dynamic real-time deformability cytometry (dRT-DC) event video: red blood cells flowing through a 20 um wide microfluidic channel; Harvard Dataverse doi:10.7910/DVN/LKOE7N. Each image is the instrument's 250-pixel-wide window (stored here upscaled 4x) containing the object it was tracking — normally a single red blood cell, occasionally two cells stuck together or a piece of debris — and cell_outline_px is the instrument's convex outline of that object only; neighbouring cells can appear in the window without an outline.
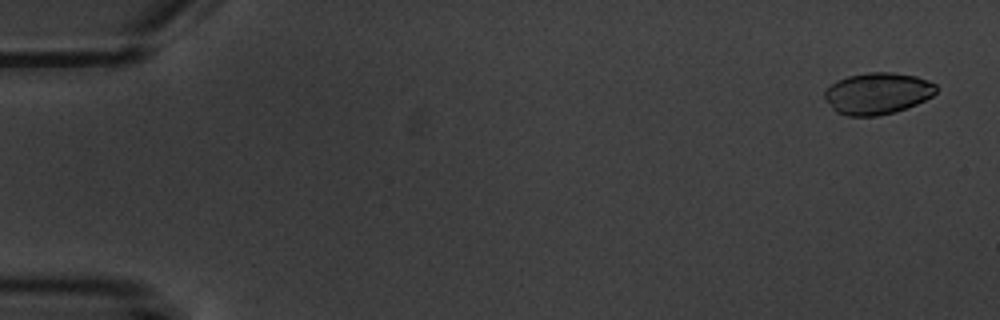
{"species": "common noctule bat (a hibernating species)", "species_latin": "Nyctalus noctula", "temperature_condition": "warm", "stored_images_in_passage": 4, "camera_frame_rate_fps": 3000, "um_per_image_px": 0.085, "animal": {"sex": "male", "body_mass_g": 20.1, "forearm_length_mm": 53.5}, "frame": {"image": 1, "passage_image": 1, "time_ms": 0.0, "image_size_px": [1000, 320], "cell_outline_px": [[936, 92], [932, 96], [916, 104], [896, 112], [876, 116], [848, 116], [836, 112], [824, 100], [824, 92], [836, 80], [848, 76], [868, 72], [892, 72], [916, 76], [928, 80], [936, 84]], "centroid_in_image_um": [74.57, 7.94], "position_along_channel_um": 10.4, "area_um2": 27.17}}
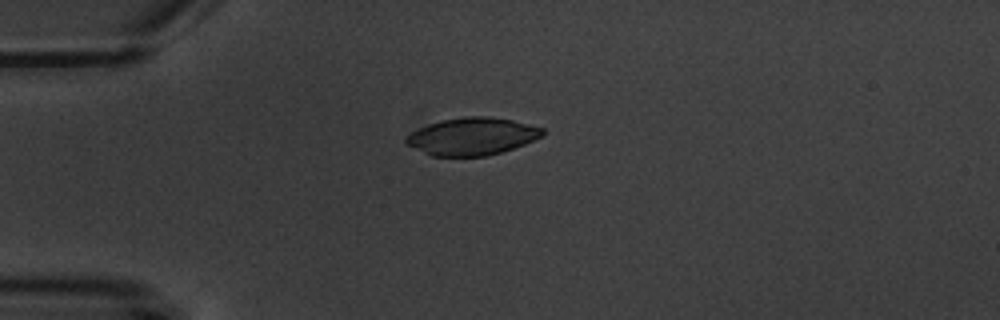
{"frame": {"image": 2, "passage_image": 4, "time_ms": 4.333, "image_size_px": [1000, 320], "cell_outline_px": [[544, 136], [524, 144], [500, 152], [484, 156], [432, 156], [404, 144], [404, 140], [412, 132], [428, 124], [444, 120], [464, 116], [488, 116], [512, 120], [544, 128]], "centroid_in_image_um": [40.13, 11.59], "position_along_channel_um": 44.9, "area_um2": 29.59}}